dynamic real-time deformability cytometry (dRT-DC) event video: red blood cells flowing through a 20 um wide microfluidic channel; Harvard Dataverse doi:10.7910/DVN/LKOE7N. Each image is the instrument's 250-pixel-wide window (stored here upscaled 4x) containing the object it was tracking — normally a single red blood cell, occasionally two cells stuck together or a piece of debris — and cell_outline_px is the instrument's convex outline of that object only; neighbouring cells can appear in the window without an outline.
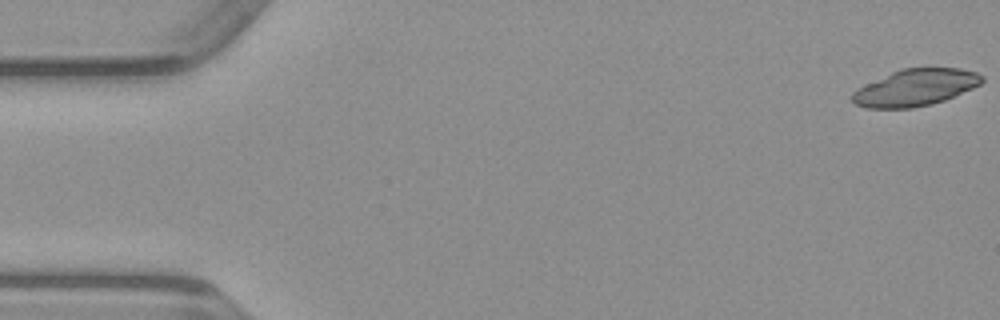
{"species": "common noctule bat (a hibernating species)", "species_latin": "Nyctalus noctula", "temperature_condition": "warm", "stored_images_in_passage": 49, "camera_frame_rate_fps": 3000, "um_per_image_px": 0.085, "animal": {"sex": "male", "body_mass_g": 23.1, "forearm_length_mm": 52.7}, "frame": {"image": 1, "passage_image": 1, "time_ms": 0.0, "image_size_px": [1000, 320], "cell_outline_px": [[984, 80], [980, 84], [972, 88], [944, 100], [932, 104], [912, 108], [864, 108], [856, 104], [852, 100], [852, 92], [856, 88], [900, 68], [960, 68], [976, 72], [984, 76]], "centroid_in_image_um": [77.79, 7.44], "position_along_channel_um": 7.2, "area_um2": 27.8}}
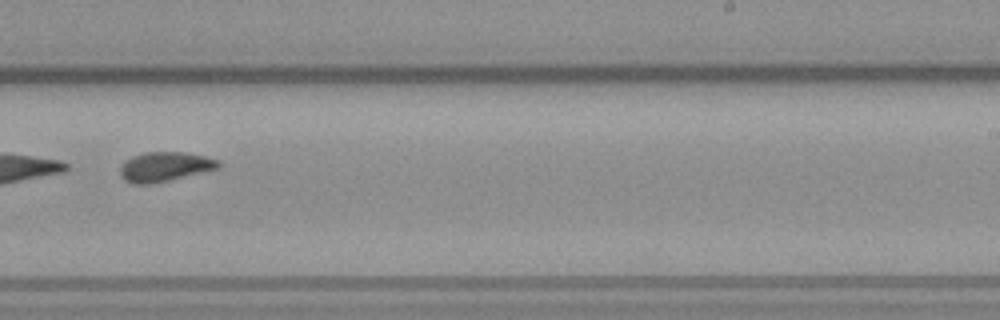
{"frame": {"image": 2, "passage_image": 31, "time_ms": 10.0, "image_size_px": [1000, 320], "cell_outline_px": [[220, 168], [152, 184], [132, 184], [124, 180], [120, 176], [120, 168], [132, 156], [144, 152], [184, 152], [204, 156], [220, 160]], "centroid_in_image_um": [14.01, 14.17], "position_along_channel_um": 275.0, "area_um2": 16.88}}